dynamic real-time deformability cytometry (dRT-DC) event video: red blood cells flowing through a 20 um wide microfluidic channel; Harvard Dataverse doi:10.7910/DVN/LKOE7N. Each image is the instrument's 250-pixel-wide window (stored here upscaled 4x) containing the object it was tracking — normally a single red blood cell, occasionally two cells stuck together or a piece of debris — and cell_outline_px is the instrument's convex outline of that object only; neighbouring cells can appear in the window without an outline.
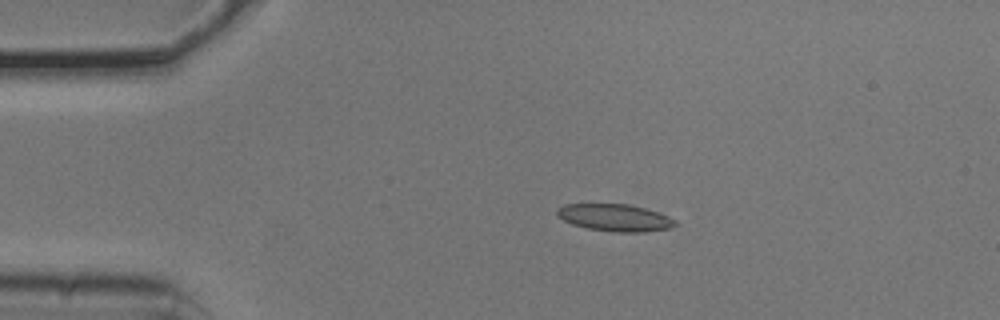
{"species": "common noctule bat (a hibernating species)", "species_latin": "Nyctalus noctula", "temperature_condition": "cold", "stored_images_in_passage": 4, "camera_frame_rate_fps": 3000, "um_per_image_px": 0.085, "animal": {"sex": "male", "body_mass_g": 20.5, "forearm_length_mm": 52.5}, "frame": {"image": 1, "passage_image": 2, "time_ms": 0.333, "image_size_px": [1000, 320], "cell_outline_px": [[676, 224], [672, 228], [644, 232], [612, 232], [588, 228], [572, 224], [564, 220], [556, 212], [556, 208], [564, 204], [628, 204], [644, 208], [668, 216], [676, 220]], "centroid_in_image_um": [52.27, 18.5], "position_along_channel_um": 32.7, "area_um2": 18.61}}
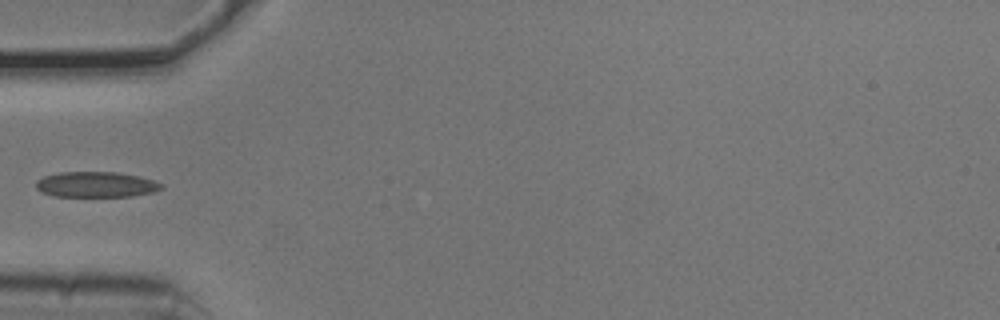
{"frame": {"image": 2, "passage_image": 4, "time_ms": 1.0, "image_size_px": [1000, 320], "cell_outline_px": [[164, 188], [152, 192], [132, 196], [52, 196], [36, 188], [36, 180], [44, 176], [60, 172], [116, 172], [140, 176], [164, 184]], "centroid_in_image_um": [8.18, 15.68], "position_along_channel_um": 76.8, "area_um2": 18.61}}